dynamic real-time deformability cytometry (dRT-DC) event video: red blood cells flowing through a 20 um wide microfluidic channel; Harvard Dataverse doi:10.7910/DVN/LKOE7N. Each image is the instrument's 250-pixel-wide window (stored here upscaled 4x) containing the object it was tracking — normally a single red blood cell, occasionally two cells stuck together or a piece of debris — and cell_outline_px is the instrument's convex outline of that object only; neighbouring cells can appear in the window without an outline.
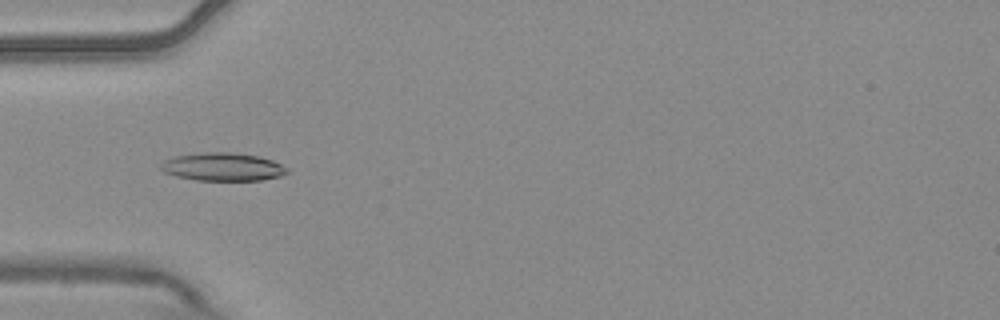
{"species": "common noctule bat (a hibernating species)", "species_latin": "Nyctalus noctula", "temperature_condition": "warm", "stored_images_in_passage": 10, "camera_frame_rate_fps": 3000, "um_per_image_px": 0.085, "animal": {"sex": "male", "body_mass_g": 20.4}, "frame": {"image": 1, "passage_image": 4, "time_ms": 1.0, "image_size_px": [1000, 320], "cell_outline_px": [[288, 172], [280, 176], [260, 180], [196, 180], [176, 176], [164, 172], [160, 168], [160, 164], [164, 160], [176, 156], [204, 152], [228, 152], [260, 156], [272, 160], [288, 168]], "centroid_in_image_um": [18.93, 14.18], "position_along_channel_um": 66.1, "area_um2": 20.58}}
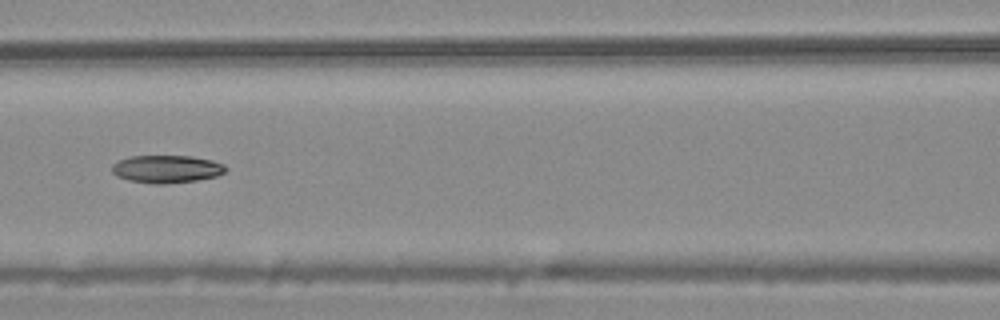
{"frame": {"image": 2, "passage_image": 6, "time_ms": 1.667, "image_size_px": [1000, 320], "cell_outline_px": [[228, 168], [224, 172], [216, 176], [196, 180], [164, 184], [152, 184], [128, 180], [116, 176], [112, 172], [112, 164], [128, 156], [192, 156], [212, 160], [224, 164]], "centroid_in_image_um": [14.15, 14.36], "position_along_channel_um": 152.5, "area_um2": 18.44}}
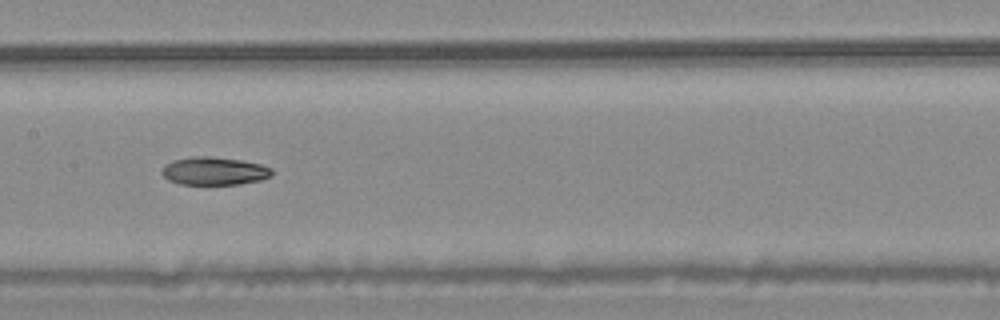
{"frame": {"image": 3, "passage_image": 7, "time_ms": 2.0, "image_size_px": [1000, 320], "cell_outline_px": [[272, 176], [260, 180], [240, 184], [180, 184], [168, 180], [160, 172], [164, 164], [172, 160], [192, 156], [208, 156], [240, 160], [260, 164], [272, 168]], "centroid_in_image_um": [18.18, 14.53], "position_along_channel_um": 189.2, "area_um2": 18.03}}